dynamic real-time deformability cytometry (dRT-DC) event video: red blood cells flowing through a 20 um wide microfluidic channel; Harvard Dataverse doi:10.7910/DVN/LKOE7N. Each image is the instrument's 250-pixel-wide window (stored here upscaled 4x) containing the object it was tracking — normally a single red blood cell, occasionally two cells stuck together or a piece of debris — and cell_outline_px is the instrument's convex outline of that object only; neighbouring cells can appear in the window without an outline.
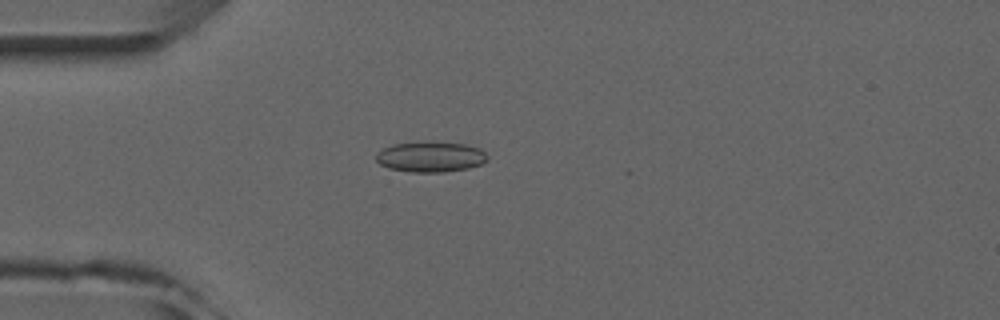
{"species": "common noctule bat (a hibernating species)", "species_latin": "Nyctalus noctula", "temperature_condition": "room temperature", "stored_images_in_passage": 3, "camera_frame_rate_fps": 3000, "um_per_image_px": 0.085, "animal": {"sex": "male", "forearm_length_mm": 52.5}, "frame": {"image": 1, "passage_image": 3, "time_ms": 3.0, "image_size_px": [1000, 320], "cell_outline_px": [[488, 160], [480, 164], [468, 168], [444, 172], [412, 172], [388, 168], [380, 164], [376, 160], [376, 152], [392, 144], [424, 140], [464, 144], [480, 148], [488, 156]], "centroid_in_image_um": [36.58, 13.31], "position_along_channel_um": 48.4, "area_um2": 20.11}}